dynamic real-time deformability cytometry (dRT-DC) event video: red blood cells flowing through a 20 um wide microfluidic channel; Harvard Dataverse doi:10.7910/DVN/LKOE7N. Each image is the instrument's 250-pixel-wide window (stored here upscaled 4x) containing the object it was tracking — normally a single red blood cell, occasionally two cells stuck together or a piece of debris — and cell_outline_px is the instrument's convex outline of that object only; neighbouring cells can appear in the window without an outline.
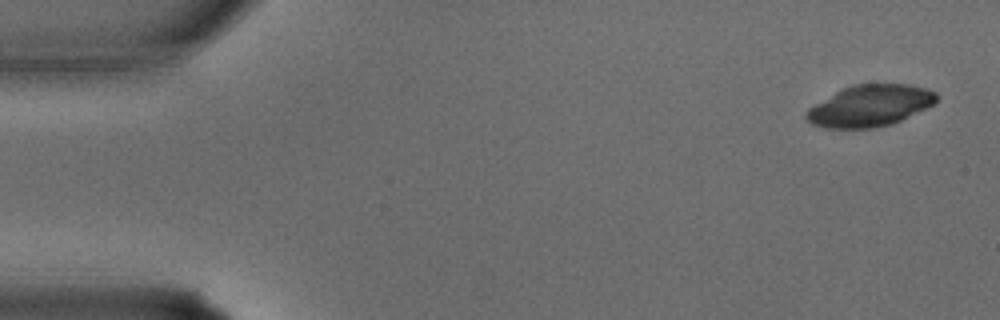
{"species": "common noctule bat (a hibernating species)", "species_latin": "Nyctalus noctula", "temperature_condition": "warm", "stored_images_in_passage": 3, "camera_frame_rate_fps": 3000, "um_per_image_px": 0.085, "animal": {"sex": "male", "body_mass_g": 15.6}, "frame": {"image": 1, "passage_image": 1, "time_ms": 0.0, "image_size_px": [1000, 320], "cell_outline_px": [[940, 96], [932, 104], [892, 124], [872, 128], [824, 128], [812, 124], [804, 116], [804, 112], [808, 108], [836, 92], [852, 84], [908, 84], [928, 88], [936, 92]], "centroid_in_image_um": [73.93, 8.98], "position_along_channel_um": 11.1, "area_um2": 31.27}}